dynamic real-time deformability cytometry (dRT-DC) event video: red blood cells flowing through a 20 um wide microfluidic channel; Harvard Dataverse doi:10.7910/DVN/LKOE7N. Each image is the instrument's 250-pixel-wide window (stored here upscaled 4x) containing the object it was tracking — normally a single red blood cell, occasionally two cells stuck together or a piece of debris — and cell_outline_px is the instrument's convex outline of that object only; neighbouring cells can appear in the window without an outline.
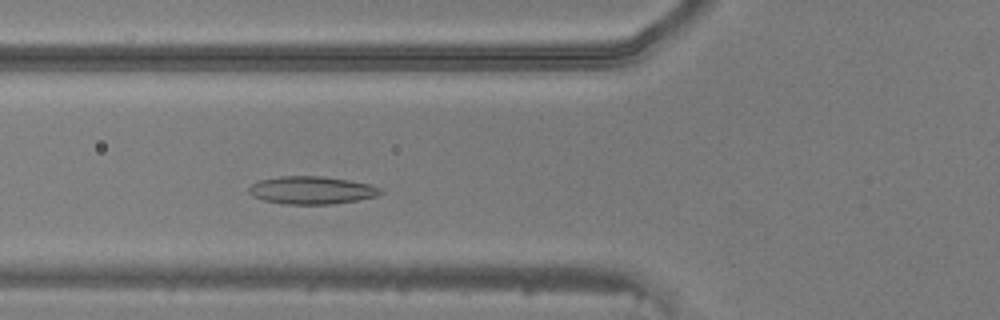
{"species": "common noctule bat (a hibernating species)", "species_latin": "Nyctalus noctula", "temperature_condition": "warm", "stored_images_in_passage": 43, "camera_frame_rate_fps": 3000, "um_per_image_px": 0.085, "animal": {"sex": "male", "body_mass_g": 20.5, "forearm_length_mm": 52.5}, "frame": {"image": 1, "passage_image": 13, "time_ms": 4.0, "image_size_px": [1000, 320], "cell_outline_px": [[384, 192], [376, 196], [356, 200], [332, 204], [284, 204], [264, 200], [252, 196], [248, 192], [248, 188], [252, 184], [260, 180], [280, 176], [324, 176], [348, 180], [368, 184], [380, 188]], "centroid_in_image_um": [26.47, 16.16], "position_along_channel_um": 99.3, "area_um2": 21.21}}
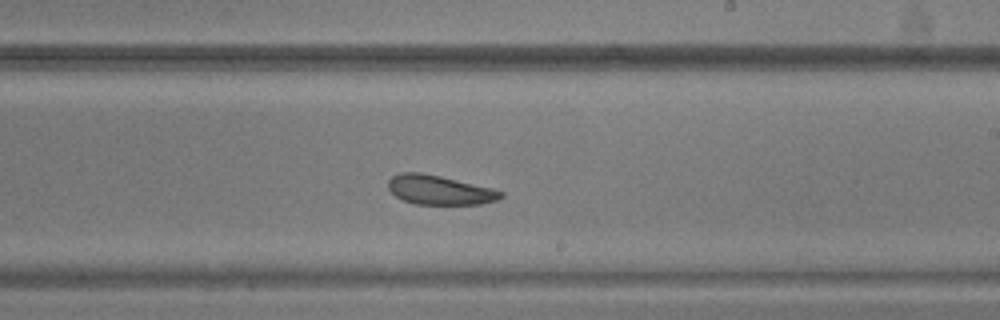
{"frame": {"image": 2, "passage_image": 24, "time_ms": 7.667, "image_size_px": [1000, 320], "cell_outline_px": [[504, 196], [496, 200], [480, 204], [416, 204], [404, 200], [396, 196], [388, 188], [388, 180], [392, 176], [400, 172], [420, 172], [440, 176], [492, 188], [504, 192]], "centroid_in_image_um": [37.35, 16.14], "position_along_channel_um": 251.6, "area_um2": 19.13}}
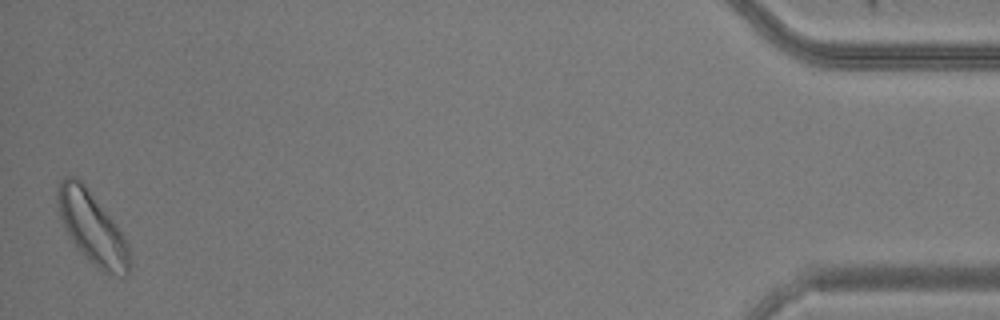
{"frame": {"image": 3, "passage_image": 43, "time_ms": 14.0, "image_size_px": [1000, 320], "cell_outline_px": [[128, 276], [124, 276], [104, 272], [76, 248], [60, 216], [56, 200], [56, 188], [60, 180], [64, 176], [76, 176], [88, 188], [124, 236], [128, 244]], "centroid_in_image_um": [7.79, 19.3], "position_along_channel_um": 427.4, "area_um2": 29.42}}